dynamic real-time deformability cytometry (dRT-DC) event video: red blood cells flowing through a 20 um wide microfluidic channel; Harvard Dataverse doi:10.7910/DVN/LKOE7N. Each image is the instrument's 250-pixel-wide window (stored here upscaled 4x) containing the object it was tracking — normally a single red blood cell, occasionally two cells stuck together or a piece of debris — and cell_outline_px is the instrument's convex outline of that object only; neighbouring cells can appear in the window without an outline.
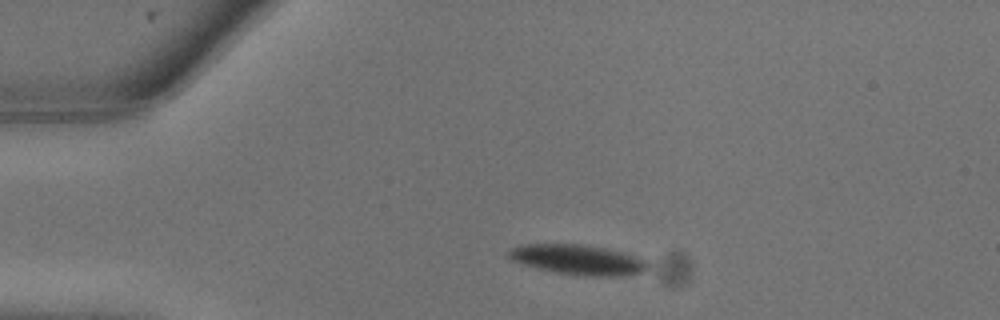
{"species": "common noctule bat (a hibernating species)", "species_latin": "Nyctalus noctula", "temperature_condition": "warm", "stored_images_in_passage": 9, "camera_frame_rate_fps": 3000, "um_per_image_px": 0.085, "animal": {"sex": "male", "body_mass_g": 13.3}, "frame": {"image": 1, "passage_image": 4, "time_ms": 1.0, "image_size_px": [1000, 320], "cell_outline_px": [[648, 268], [644, 272], [624, 276], [584, 276], [556, 272], [536, 268], [520, 264], [512, 260], [508, 256], [508, 248], [520, 244], [580, 244], [604, 248], [624, 252], [648, 260]], "centroid_in_image_um": [49.13, 22.07], "position_along_channel_um": 35.9, "area_um2": 24.68}}
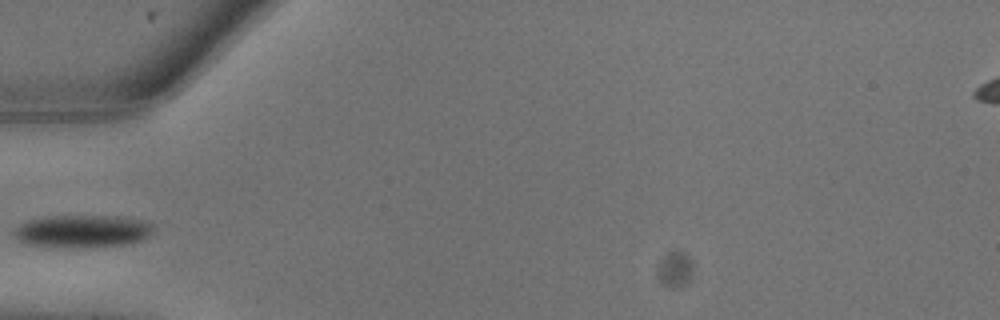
{"frame": {"image": 2, "passage_image": 7, "time_ms": 2.0, "image_size_px": [1000, 320], "cell_outline_px": [[156, 228], [152, 236], [144, 240], [128, 244], [64, 248], [24, 244], [16, 240], [12, 236], [12, 232], [20, 224], [28, 220], [48, 216], [116, 216], [148, 220]], "centroid_in_image_um": [7.04, 19.65], "position_along_channel_um": 78.0, "area_um2": 27.17}}
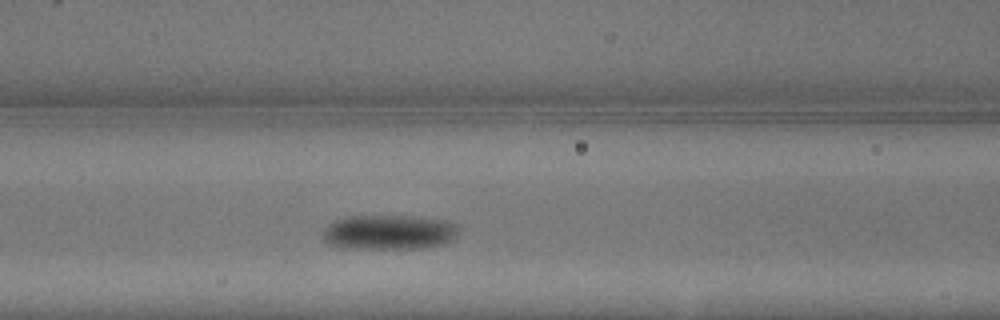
{"frame": {"image": 3, "passage_image": 9, "time_ms": 2.667, "image_size_px": [1000, 320], "cell_outline_px": [[460, 228], [456, 236], [452, 240], [444, 244], [424, 248], [340, 248], [328, 244], [324, 240], [324, 228], [328, 224], [336, 220], [348, 216], [416, 216], [444, 220], [460, 224]], "centroid_in_image_um": [33.11, 19.73], "position_along_channel_um": 133.5, "area_um2": 27.8}}